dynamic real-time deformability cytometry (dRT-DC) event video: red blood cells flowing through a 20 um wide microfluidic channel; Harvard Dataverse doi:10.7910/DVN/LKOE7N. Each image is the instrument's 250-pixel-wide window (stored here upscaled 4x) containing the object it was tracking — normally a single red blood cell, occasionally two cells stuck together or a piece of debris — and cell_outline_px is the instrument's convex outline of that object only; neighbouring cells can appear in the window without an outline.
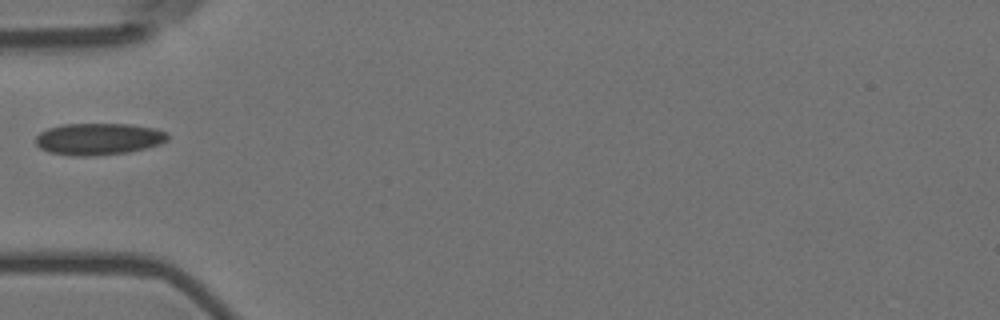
{"species": "Egyptian fruit bat (a non-hibernating species)", "species_latin": "Rousettus aegyptiacus", "temperature_condition": "room temperature", "stored_images_in_passage": 7, "camera_frame_rate_fps": 3000, "um_per_image_px": 0.085, "animal": {"sex": "female"}, "frame": {"image": 1, "passage_image": 1, "time_ms": 0.0, "image_size_px": [1000, 320], "cell_outline_px": [[168, 140], [160, 144], [128, 152], [96, 156], [76, 156], [48, 152], [40, 148], [36, 144], [36, 136], [40, 132], [48, 128], [64, 124], [128, 124], [156, 128], [168, 132]], "centroid_in_image_um": [8.38, 11.81], "position_along_channel_um": 76.6, "area_um2": 24.57}}
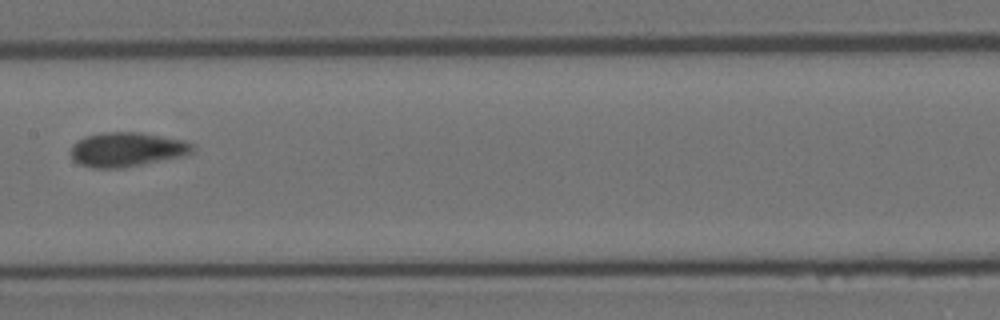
{"frame": {"image": 2, "passage_image": 4, "time_ms": 1.0, "image_size_px": [1000, 320], "cell_outline_px": [[196, 152], [184, 156], [124, 168], [92, 168], [80, 164], [72, 160], [68, 152], [72, 144], [76, 140], [84, 136], [100, 132], [140, 132], [184, 140], [196, 144]], "centroid_in_image_um": [10.78, 12.7], "position_along_channel_um": 196.6, "area_um2": 25.14}}
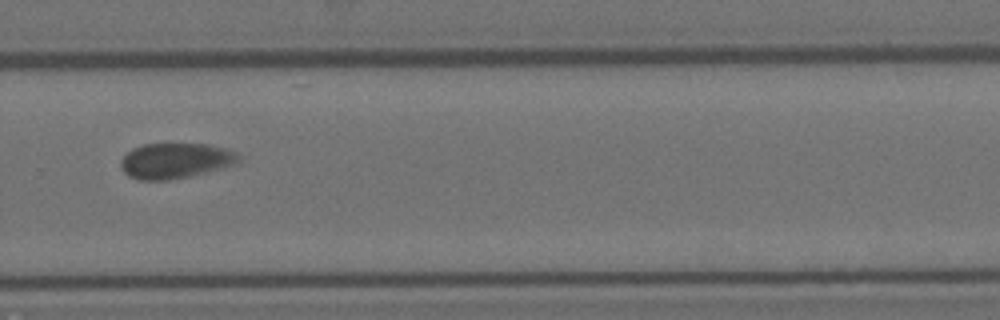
{"frame": {"image": 3, "passage_image": 7, "time_ms": 2.0, "image_size_px": [1000, 320], "cell_outline_px": [[240, 160], [232, 164], [220, 168], [204, 172], [168, 180], [136, 180], [128, 176], [124, 172], [120, 164], [120, 160], [132, 148], [144, 144], [208, 144], [224, 148], [236, 152], [240, 156]], "centroid_in_image_um": [14.85, 13.65], "position_along_channel_um": 314.9, "area_um2": 24.04}}